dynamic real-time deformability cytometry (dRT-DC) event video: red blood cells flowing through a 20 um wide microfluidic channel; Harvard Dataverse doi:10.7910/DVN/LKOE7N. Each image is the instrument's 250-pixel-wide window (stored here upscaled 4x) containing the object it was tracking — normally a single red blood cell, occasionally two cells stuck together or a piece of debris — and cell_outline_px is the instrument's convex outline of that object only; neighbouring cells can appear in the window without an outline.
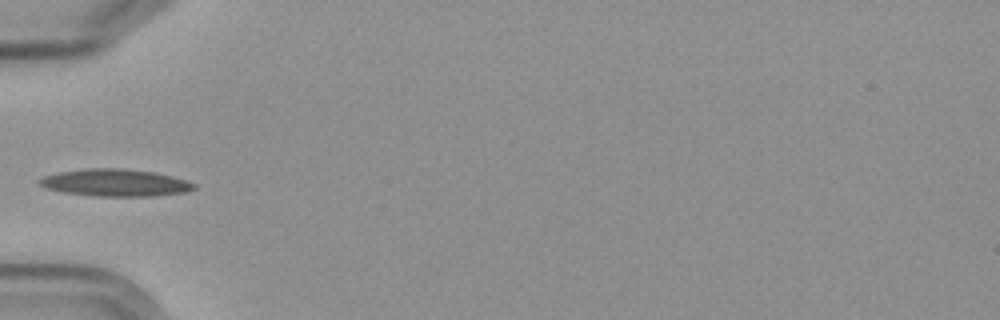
{"species": "Egyptian fruit bat (a non-hibernating species)", "species_latin": "Rousettus aegyptiacus", "temperature_condition": "cold", "stored_images_in_passage": 6, "camera_frame_rate_fps": 3000, "um_per_image_px": 0.085, "frame": {"image": 1, "passage_image": 4, "time_ms": 4.333, "image_size_px": [1000, 320], "cell_outline_px": [[196, 188], [184, 192], [156, 196], [96, 196], [64, 192], [44, 188], [40, 184], [40, 180], [44, 176], [60, 172], [84, 168], [124, 168], [156, 172], [188, 180], [196, 184]], "centroid_in_image_um": [9.84, 15.52], "position_along_channel_um": 75.2, "area_um2": 24.57}}
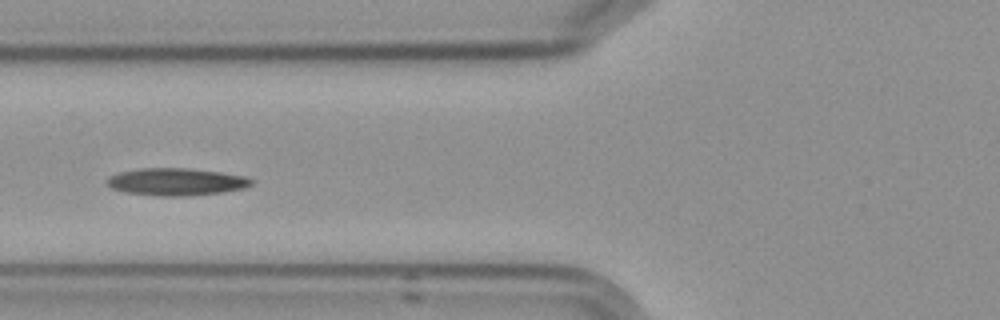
{"frame": {"image": 2, "passage_image": 5, "time_ms": 5.333, "image_size_px": [1000, 320], "cell_outline_px": [[252, 184], [244, 188], [224, 192], [184, 196], [160, 196], [124, 192], [112, 188], [108, 184], [108, 176], [120, 172], [140, 168], [188, 168], [220, 172], [244, 176], [252, 180]], "centroid_in_image_um": [14.97, 15.45], "position_along_channel_um": 110.8, "area_um2": 22.89}}
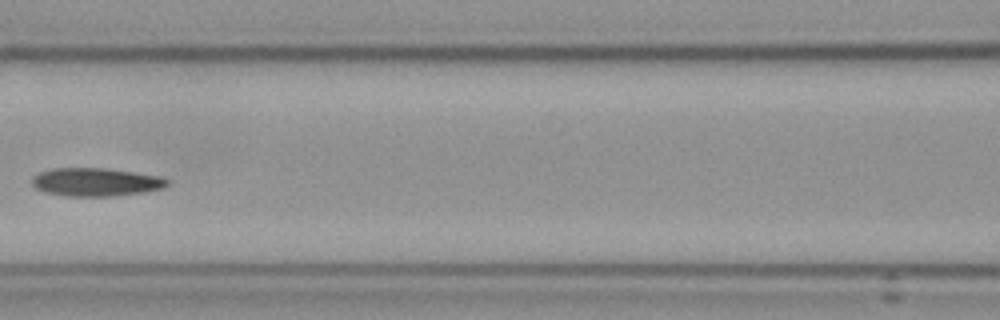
{"frame": {"image": 3, "passage_image": 6, "time_ms": 6.667, "image_size_px": [1000, 320], "cell_outline_px": [[168, 184], [164, 188], [144, 192], [112, 196], [64, 196], [44, 192], [36, 188], [32, 184], [32, 176], [40, 172], [52, 168], [104, 168], [160, 176], [168, 180]], "centroid_in_image_um": [8.12, 15.48], "position_along_channel_um": 158.5, "area_um2": 22.25}}